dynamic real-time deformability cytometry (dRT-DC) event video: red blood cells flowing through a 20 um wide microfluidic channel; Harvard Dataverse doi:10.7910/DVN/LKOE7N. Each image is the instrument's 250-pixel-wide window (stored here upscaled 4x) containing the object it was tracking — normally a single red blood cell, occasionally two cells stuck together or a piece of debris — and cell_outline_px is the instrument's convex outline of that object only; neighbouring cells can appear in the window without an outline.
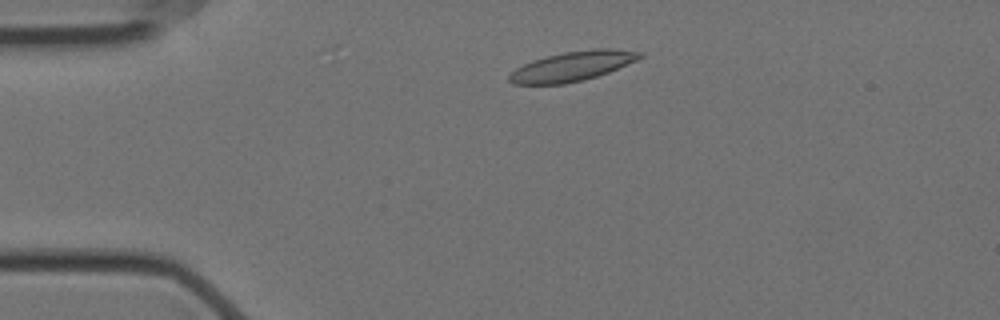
{"species": "Egyptian fruit bat (a non-hibernating species)", "species_latin": "Rousettus aegyptiacus", "temperature_condition": "cold", "stored_images_in_passage": 52, "camera_frame_rate_fps": 3000, "um_per_image_px": 0.085, "animal": {"sex": "female"}, "frame": {"image": 1, "passage_image": 7, "time_ms": 2.0, "image_size_px": [1000, 320], "cell_outline_px": [[644, 56], [636, 60], [608, 72], [584, 80], [564, 84], [512, 84], [508, 80], [508, 76], [516, 68], [532, 60], [564, 52], [592, 48], [612, 48], [644, 52]], "centroid_in_image_um": [48.66, 5.62], "position_along_channel_um": 36.3, "area_um2": 22.54}}
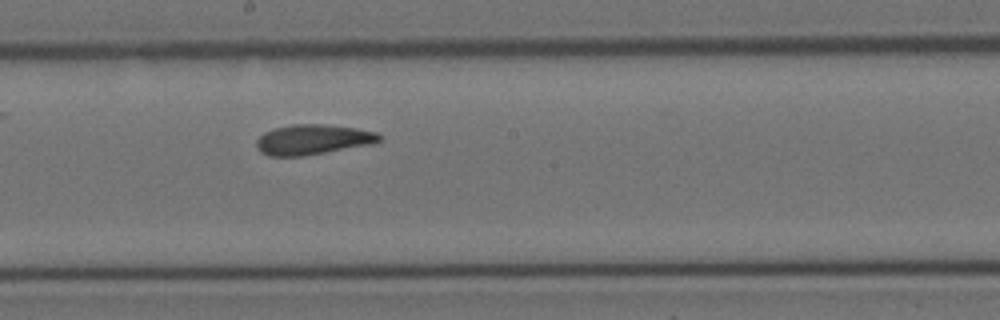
{"frame": {"image": 2, "passage_image": 26, "time_ms": 8.333, "image_size_px": [1000, 320], "cell_outline_px": [[380, 140], [372, 144], [304, 156], [268, 156], [260, 152], [256, 148], [256, 140], [264, 132], [276, 128], [292, 124], [320, 124], [356, 128], [376, 132], [380, 136]], "centroid_in_image_um": [26.55, 11.87], "position_along_channel_um": 221.7, "area_um2": 21.5}}
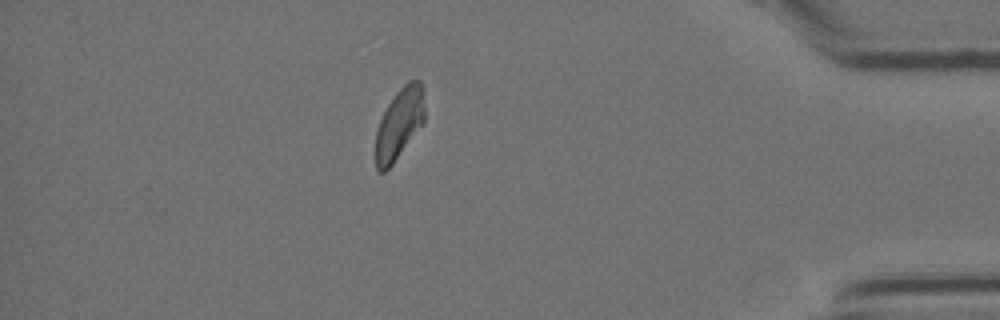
{"frame": {"image": 3, "passage_image": 45, "time_ms": 14.667, "image_size_px": [1000, 320], "cell_outline_px": [[424, 124], [392, 164], [384, 172], [380, 172], [376, 168], [376, 132], [380, 120], [388, 104], [396, 92], [408, 80], [420, 80], [424, 108]], "centroid_in_image_um": [33.94, 10.52], "position_along_channel_um": 401.3, "area_um2": 20.0}, "authors_computed_cell_mechanics": {"area_um2": 21.386, "velocity_mm_per_s": 3.4911, "shape_relaxation_time_tau1_ms": 6.8737, "shape_relaxation_time_tau2_ms": 2.7907, "deformation_change_tau1": 0.1648, "deformation_change_tau2": 0.0983}}